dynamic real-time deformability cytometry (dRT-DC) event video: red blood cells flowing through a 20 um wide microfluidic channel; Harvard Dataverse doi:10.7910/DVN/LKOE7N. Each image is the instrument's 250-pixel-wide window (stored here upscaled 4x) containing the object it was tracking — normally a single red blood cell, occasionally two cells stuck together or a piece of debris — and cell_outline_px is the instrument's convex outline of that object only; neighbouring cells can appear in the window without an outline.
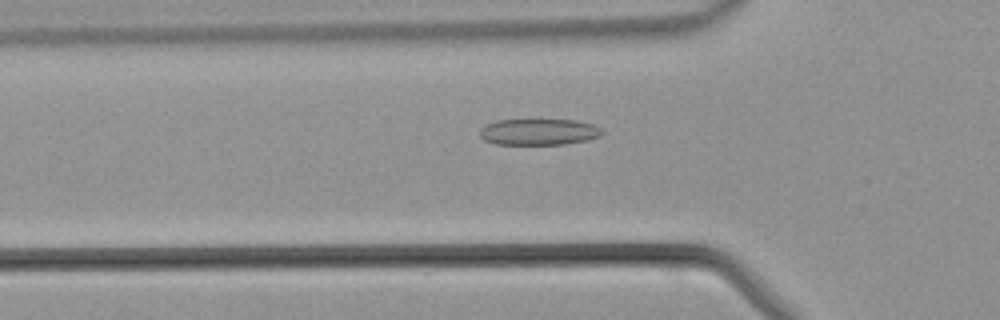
{"species": "common noctule bat (a hibernating species)", "species_latin": "Nyctalus noctula", "temperature_condition": "warm", "stored_images_in_passage": 45, "segment_of_instrument_passage": [1, 2], "camera_frame_rate_fps": 3000, "um_per_image_px": 0.085, "animal": {"sex": "male", "body_mass_g": 21.5, "forearm_length_mm": 52.0}, "frame": {"image": 1, "passage_image": 14, "time_ms": 4.333, "image_size_px": [1000, 320], "cell_outline_px": [[604, 132], [600, 136], [588, 140], [564, 144], [496, 144], [484, 140], [480, 136], [480, 128], [484, 124], [496, 120], [576, 120], [592, 124], [600, 128]], "centroid_in_image_um": [45.78, 11.21], "position_along_channel_um": 80.0, "area_um2": 18.79}}
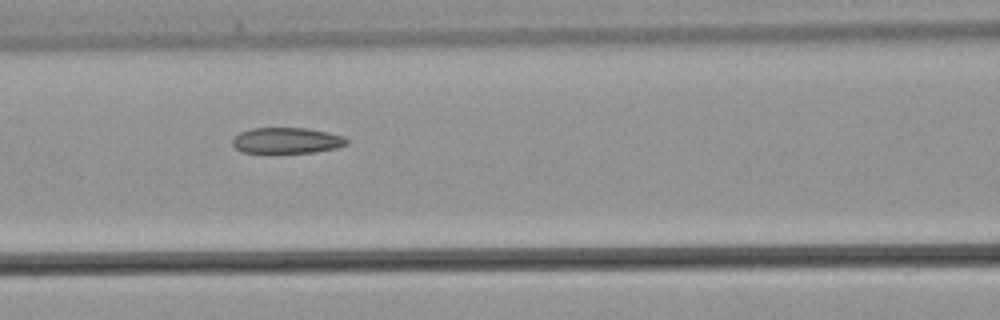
{"frame": {"image": 2, "passage_image": 18, "time_ms": 5.667, "image_size_px": [1000, 320], "cell_outline_px": [[348, 144], [340, 148], [312, 152], [240, 152], [232, 144], [232, 140], [240, 132], [252, 128], [308, 128], [328, 132], [344, 136], [348, 140]], "centroid_in_image_um": [24.42, 11.93], "position_along_channel_um": 142.2, "area_um2": 17.22}}
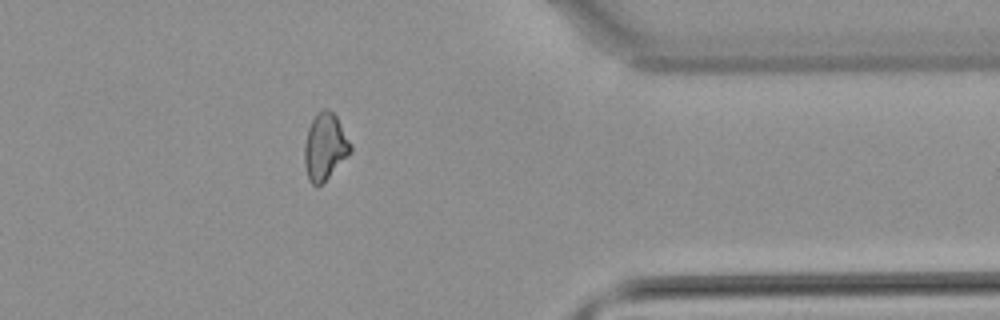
{"frame": {"image": 3, "passage_image": 35, "time_ms": 11.333, "image_size_px": [1000, 320], "cell_outline_px": [[352, 152], [320, 184], [312, 184], [308, 180], [304, 164], [304, 144], [308, 128], [316, 112], [324, 108], [332, 112], [336, 116], [352, 144]], "centroid_in_image_um": [27.61, 12.44], "position_along_channel_um": 383.8, "area_um2": 17.8}}